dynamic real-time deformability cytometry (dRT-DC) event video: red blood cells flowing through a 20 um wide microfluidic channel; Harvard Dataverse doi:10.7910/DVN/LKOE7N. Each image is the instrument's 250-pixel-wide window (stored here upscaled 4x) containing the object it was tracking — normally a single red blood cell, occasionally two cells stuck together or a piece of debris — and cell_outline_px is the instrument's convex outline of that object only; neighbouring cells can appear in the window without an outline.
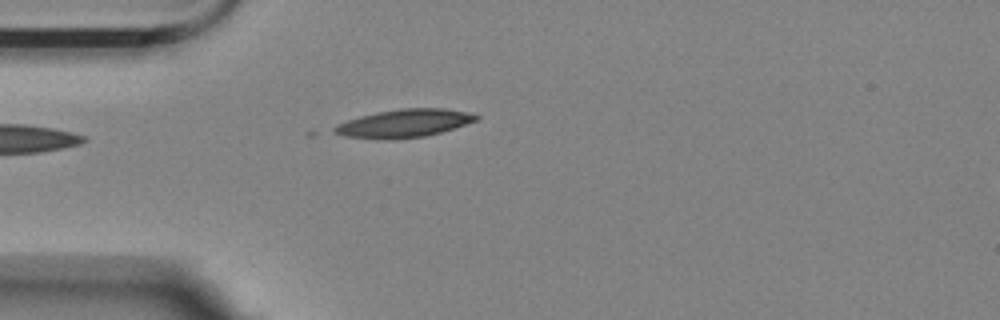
{"species": "Egyptian fruit bat (a non-hibernating species)", "species_latin": "Rousettus aegyptiacus", "temperature_condition": "room temperature", "stored_images_in_passage": 4, "camera_frame_rate_fps": 3000, "um_per_image_px": 0.085, "animal": {"sex": "female"}, "frame": {"image": 1, "passage_image": 4, "time_ms": 1.0, "image_size_px": [1000, 320], "cell_outline_px": [[480, 116], [476, 120], [440, 132], [424, 136], [392, 140], [384, 140], [344, 136], [332, 132], [332, 128], [336, 124], [360, 116], [376, 112], [400, 108], [444, 108], [468, 112]], "centroid_in_image_um": [34.28, 10.48], "position_along_channel_um": 50.7, "area_um2": 23.18}}